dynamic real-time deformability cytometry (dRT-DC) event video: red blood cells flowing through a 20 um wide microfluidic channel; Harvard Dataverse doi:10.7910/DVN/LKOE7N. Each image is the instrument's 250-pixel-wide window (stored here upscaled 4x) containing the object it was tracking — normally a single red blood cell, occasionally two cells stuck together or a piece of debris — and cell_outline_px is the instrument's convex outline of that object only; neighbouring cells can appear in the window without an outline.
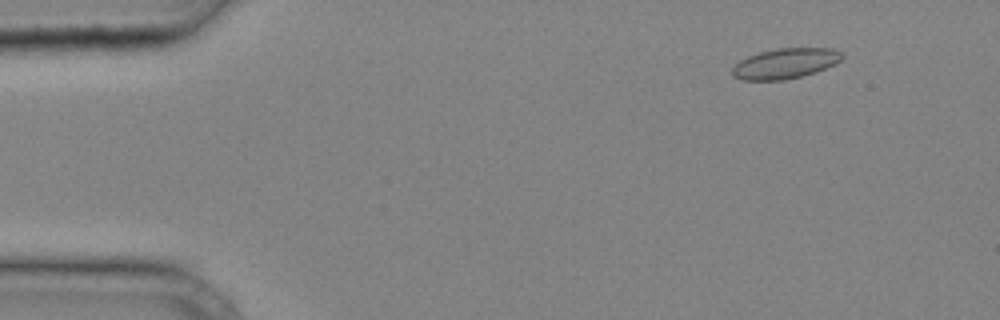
{"species": "common noctule bat (a hibernating species)", "species_latin": "Nyctalus noctula", "temperature_condition": "cold", "stored_images_in_passage": 35, "camera_frame_rate_fps": 3000, "um_per_image_px": 0.085, "animal": {"sex": "male", "body_mass_g": 20.4}, "frame": {"image": 1, "passage_image": 5, "time_ms": 1.333, "image_size_px": [1000, 320], "cell_outline_px": [[844, 56], [836, 64], [816, 72], [784, 80], [740, 80], [732, 76], [732, 68], [740, 60], [748, 56], [760, 52], [776, 48], [832, 48], [840, 52]], "centroid_in_image_um": [66.74, 5.4], "position_along_channel_um": 18.3, "area_um2": 19.42}}
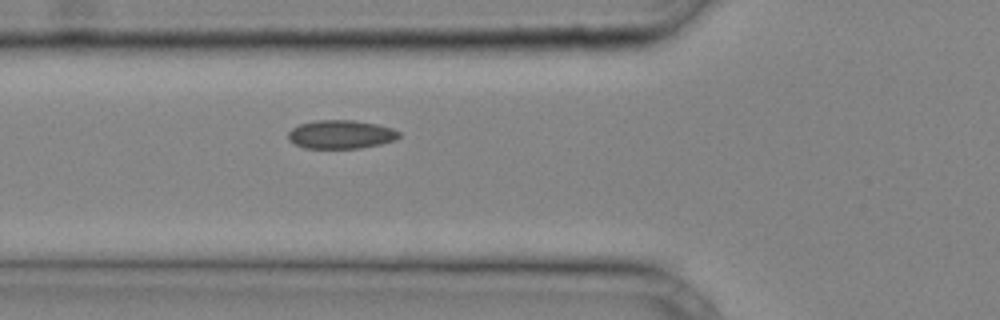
{"frame": {"image": 2, "passage_image": 15, "time_ms": 4.667, "image_size_px": [1000, 320], "cell_outline_px": [[400, 136], [396, 140], [380, 144], [360, 148], [304, 148], [288, 140], [288, 132], [292, 128], [300, 124], [316, 120], [352, 120], [376, 124], [392, 128], [400, 132]], "centroid_in_image_um": [28.98, 11.42], "position_along_channel_um": 96.8, "area_um2": 18.44}}
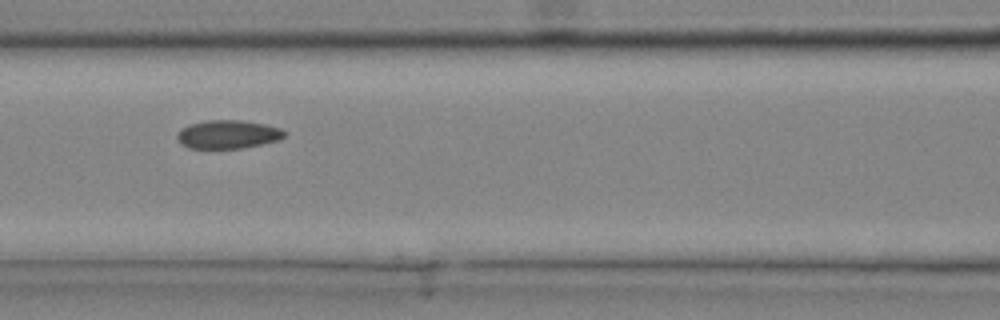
{"frame": {"image": 3, "passage_image": 18, "time_ms": 5.667, "image_size_px": [1000, 320], "cell_outline_px": [[288, 132], [280, 140], [240, 148], [188, 148], [180, 144], [176, 140], [176, 132], [180, 128], [188, 124], [208, 120], [240, 120], [264, 124], [280, 128]], "centroid_in_image_um": [19.32, 11.41], "position_along_channel_um": 147.3, "area_um2": 17.98}}